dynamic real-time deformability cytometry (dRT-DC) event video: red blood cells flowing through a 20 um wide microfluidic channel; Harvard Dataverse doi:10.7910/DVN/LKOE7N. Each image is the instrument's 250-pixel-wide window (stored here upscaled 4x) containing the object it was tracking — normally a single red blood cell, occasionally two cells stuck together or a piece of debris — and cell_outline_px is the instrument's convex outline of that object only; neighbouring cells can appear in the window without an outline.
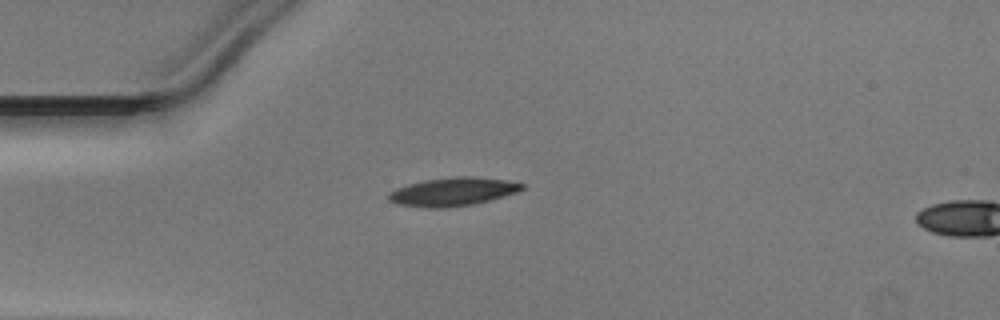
{"species": "Egyptian fruit bat (a non-hibernating species)", "species_latin": "Rousettus aegyptiacus", "temperature_condition": "warm", "stored_images_in_passage": 3, "camera_frame_rate_fps": 3000, "um_per_image_px": 0.085, "animal": {"sex": "male"}, "frame": {"image": 1, "passage_image": 1, "time_ms": 0.0, "image_size_px": [1000, 320], "cell_outline_px": [[524, 188], [516, 192], [476, 204], [448, 208], [424, 208], [396, 204], [388, 200], [388, 192], [396, 188], [408, 184], [424, 180], [456, 176], [472, 176], [504, 180], [524, 184]], "centroid_in_image_um": [38.43, 16.31], "position_along_channel_um": 46.6, "area_um2": 22.2}}